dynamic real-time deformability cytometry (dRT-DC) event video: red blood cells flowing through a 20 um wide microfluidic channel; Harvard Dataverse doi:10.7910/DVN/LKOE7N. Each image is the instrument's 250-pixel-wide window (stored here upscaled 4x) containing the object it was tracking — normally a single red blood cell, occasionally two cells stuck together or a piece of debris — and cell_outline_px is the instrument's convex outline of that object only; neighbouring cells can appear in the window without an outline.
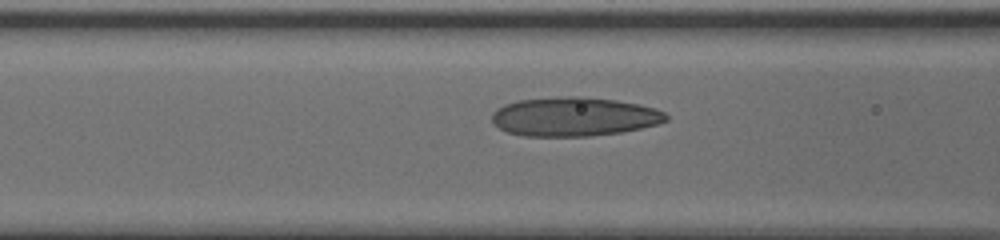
{"species": "human", "species_latin": "Homo sapiens", "temperature_condition": "cold", "stored_images_in_passage": 18, "segment_of_instrument_passage": [1, 2], "camera_frame_rate_fps": 3000, "um_per_image_px": 0.085, "donor": {"sex": "male"}, "frame": {"image": 1, "passage_image": 11, "time_ms": 3.333, "image_size_px": [1000, 240], "cell_outline_px": [[668, 120], [656, 124], [640, 128], [620, 132], [588, 136], [524, 136], [508, 132], [500, 128], [492, 120], [492, 112], [496, 108], [504, 104], [516, 100], [560, 96], [584, 96], [616, 100], [640, 104], [656, 108], [664, 112], [668, 116]], "centroid_in_image_um": [48.79, 9.9], "position_along_channel_um": 117.8, "area_um2": 39.77}}
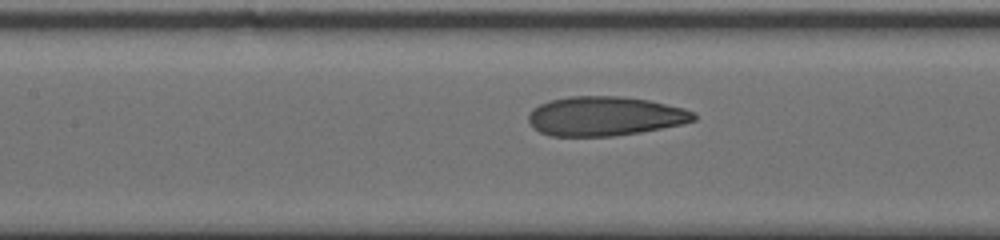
{"frame": {"image": 2, "passage_image": 13, "time_ms": 4.0, "image_size_px": [1000, 240], "cell_outline_px": [[696, 120], [680, 124], [640, 132], [612, 136], [552, 136], [540, 132], [528, 120], [528, 116], [532, 108], [540, 104], [552, 100], [568, 96], [620, 96], [648, 100], [684, 108], [696, 112]], "centroid_in_image_um": [51.42, 9.87], "position_along_channel_um": 156.0, "area_um2": 37.69}}
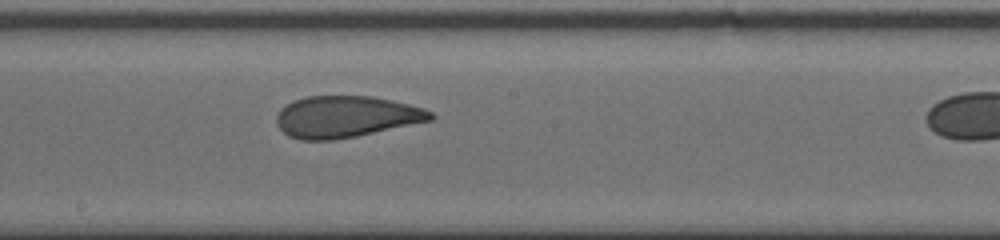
{"frame": {"image": 3, "passage_image": 17, "time_ms": 5.333, "image_size_px": [1000, 240], "cell_outline_px": [[436, 116], [432, 120], [356, 136], [332, 140], [300, 140], [288, 136], [276, 124], [276, 116], [280, 108], [292, 100], [308, 96], [372, 96], [392, 100], [424, 108], [432, 112]], "centroid_in_image_um": [29.38, 9.92], "position_along_channel_um": 218.8, "area_um2": 37.4}}